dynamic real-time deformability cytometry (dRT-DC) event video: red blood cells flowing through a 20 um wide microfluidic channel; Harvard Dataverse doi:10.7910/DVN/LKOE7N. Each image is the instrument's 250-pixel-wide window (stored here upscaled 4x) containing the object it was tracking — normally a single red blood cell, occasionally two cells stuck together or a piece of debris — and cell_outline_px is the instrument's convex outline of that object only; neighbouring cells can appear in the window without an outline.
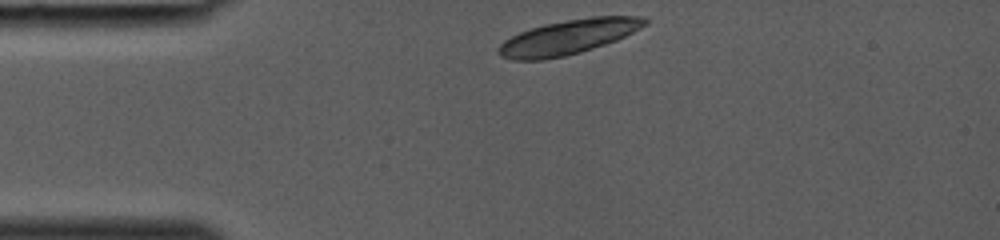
{"species": "common noctule bat (a hibernating species)", "species_latin": "Nyctalus noctula", "temperature_condition": "room temperature", "stored_images_in_passage": 26, "segment_of_instrument_passage": [1, 2], "camera_frame_rate_fps": 3000, "um_per_image_px": 0.085, "animal": {"sex": "female", "body_mass_g": 19.0, "forearm_length_mm": 53.3}, "frame": {"image": 1, "passage_image": 1, "time_ms": 0.0, "image_size_px": [1000, 240], "cell_outline_px": [[648, 24], [616, 40], [580, 52], [564, 56], [544, 60], [512, 60], [500, 56], [496, 52], [496, 48], [504, 40], [520, 32], [544, 24], [592, 16], [644, 16], [648, 20]], "centroid_in_image_um": [48.28, 3.15], "position_along_channel_um": 36.7, "area_um2": 29.42}}